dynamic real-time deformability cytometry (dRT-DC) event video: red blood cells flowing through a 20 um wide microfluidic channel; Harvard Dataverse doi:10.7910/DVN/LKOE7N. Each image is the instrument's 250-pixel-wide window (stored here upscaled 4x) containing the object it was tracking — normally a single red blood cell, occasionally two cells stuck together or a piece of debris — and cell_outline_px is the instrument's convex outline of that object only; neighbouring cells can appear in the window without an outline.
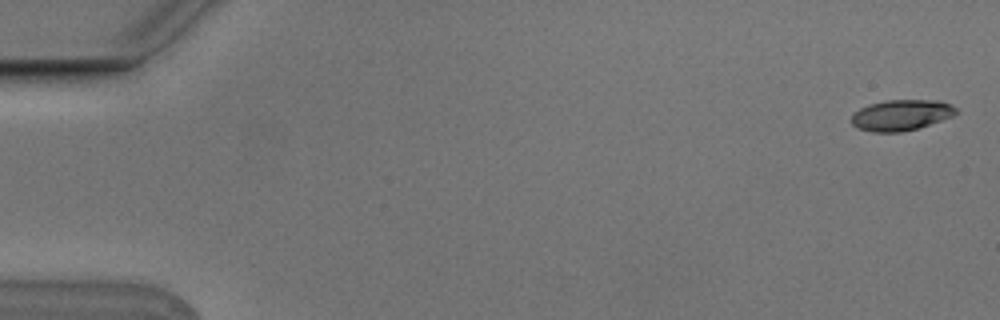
{"species": "Egyptian fruit bat (a non-hibernating species)", "species_latin": "Rousettus aegyptiacus", "temperature_condition": "cold", "stored_images_in_passage": 10, "camera_frame_rate_fps": 3000, "um_per_image_px": 0.085, "animal": {"sex": "male"}, "frame": {"image": 1, "passage_image": 1, "time_ms": 0.0, "image_size_px": [1000, 320], "cell_outline_px": [[960, 112], [952, 116], [916, 128], [900, 132], [872, 132], [860, 128], [852, 124], [852, 116], [860, 108], [868, 104], [884, 100], [936, 100], [948, 104], [956, 108]], "centroid_in_image_um": [76.59, 9.77], "position_along_channel_um": 8.4, "area_um2": 18.5}}
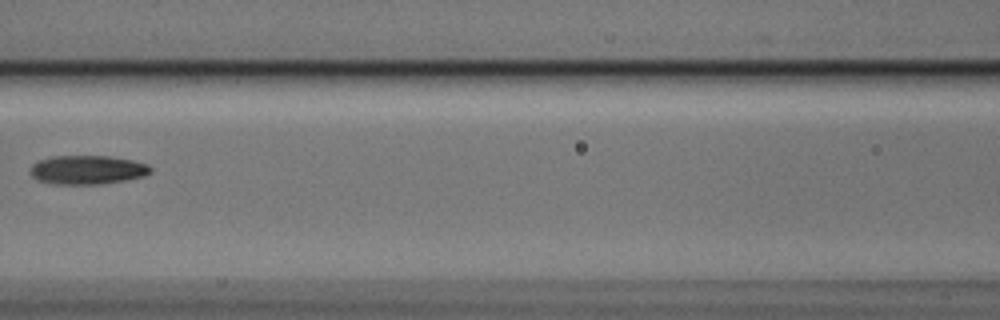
{"frame": {"image": 2, "passage_image": 8, "time_ms": 2.333, "image_size_px": [1000, 320], "cell_outline_px": [[152, 172], [144, 176], [104, 184], [56, 184], [36, 180], [28, 172], [32, 164], [40, 160], [52, 156], [108, 156], [132, 160], [148, 164], [152, 168]], "centroid_in_image_um": [7.41, 14.44], "position_along_channel_um": 159.2, "area_um2": 20.4}}
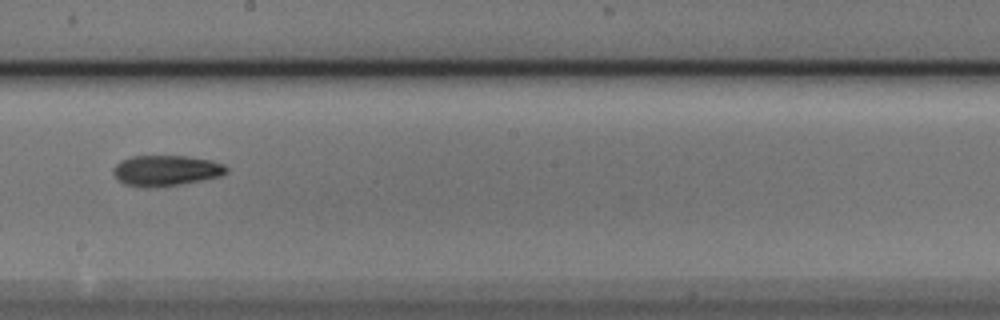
{"frame": {"image": 3, "passage_image": 10, "time_ms": 3.0, "image_size_px": [1000, 320], "cell_outline_px": [[228, 172], [220, 176], [180, 184], [156, 188], [148, 188], [124, 184], [112, 172], [116, 164], [120, 160], [132, 156], [184, 156], [212, 160], [224, 164], [228, 168]], "centroid_in_image_um": [14.11, 14.5], "position_along_channel_um": 234.1, "area_um2": 20.23}}